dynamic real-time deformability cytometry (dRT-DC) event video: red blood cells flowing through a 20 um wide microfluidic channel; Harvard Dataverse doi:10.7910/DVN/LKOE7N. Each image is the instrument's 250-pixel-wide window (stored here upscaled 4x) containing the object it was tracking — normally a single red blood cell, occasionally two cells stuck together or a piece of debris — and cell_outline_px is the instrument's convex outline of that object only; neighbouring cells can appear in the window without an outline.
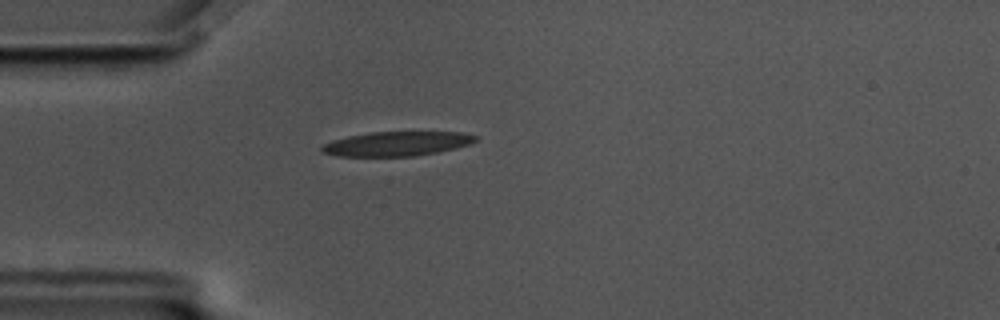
{"species": "common noctule bat (a hibernating species)", "species_latin": "Nyctalus noctula", "temperature_condition": "cold", "stored_images_in_passage": 41, "camera_frame_rate_fps": 3000, "um_per_image_px": 0.085, "animal": {"sex": "male", "body_mass_g": 17.5, "forearm_length_mm": 52.3}, "frame": {"image": 1, "passage_image": 6, "time_ms": 1.667, "image_size_px": [1000, 320], "cell_outline_px": [[476, 140], [468, 144], [456, 148], [416, 156], [340, 156], [324, 152], [320, 148], [324, 144], [332, 140], [348, 136], [372, 132], [460, 132], [476, 136]], "centroid_in_image_um": [33.72, 12.21], "position_along_channel_um": 51.3, "area_um2": 21.56}}
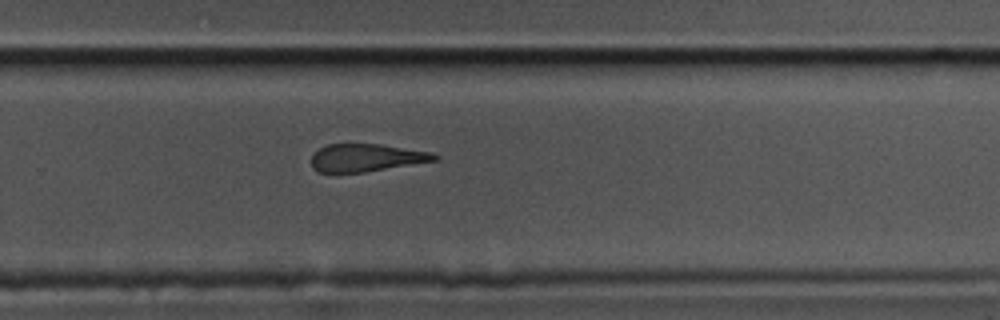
{"frame": {"image": 2, "passage_image": 28, "time_ms": 9.0, "image_size_px": [1000, 320], "cell_outline_px": [[440, 160], [364, 172], [320, 172], [312, 168], [312, 156], [320, 148], [328, 144], [380, 144], [432, 152], [440, 156]], "centroid_in_image_um": [31.19, 13.4], "position_along_channel_um": 298.6, "area_um2": 19.83}}
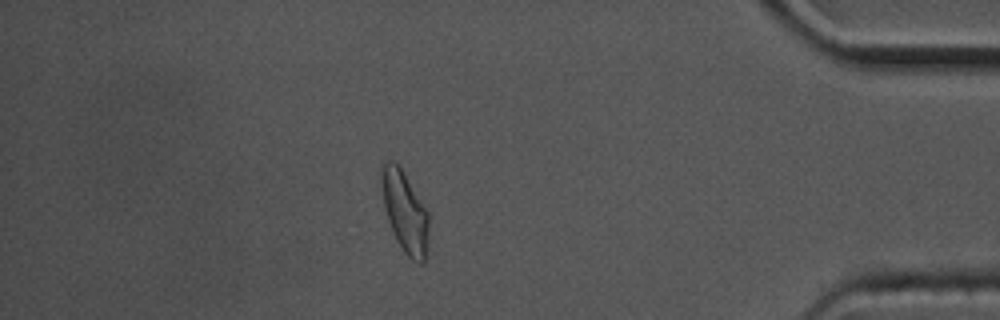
{"frame": {"image": 3, "passage_image": 34, "time_ms": 11.0, "image_size_px": [1000, 320], "cell_outline_px": [[428, 240], [424, 260], [420, 264], [412, 260], [404, 252], [396, 240], [388, 220], [384, 208], [380, 184], [380, 164], [384, 160], [392, 160], [404, 172], [428, 212]], "centroid_in_image_um": [34.37, 17.95], "position_along_channel_um": 400.8, "area_um2": 22.48}, "authors_computed_cell_mechanics": {"area_um2": 21.9062, "velocity_mm_per_s": 3.5016, "shape_relaxation_time_tau1_ms": 7.5529, "shape_relaxation_time_tau2_ms": 6.3745, "deformation_change_tau1": 0.1955, "deformation_change_tau2": 0.204}}